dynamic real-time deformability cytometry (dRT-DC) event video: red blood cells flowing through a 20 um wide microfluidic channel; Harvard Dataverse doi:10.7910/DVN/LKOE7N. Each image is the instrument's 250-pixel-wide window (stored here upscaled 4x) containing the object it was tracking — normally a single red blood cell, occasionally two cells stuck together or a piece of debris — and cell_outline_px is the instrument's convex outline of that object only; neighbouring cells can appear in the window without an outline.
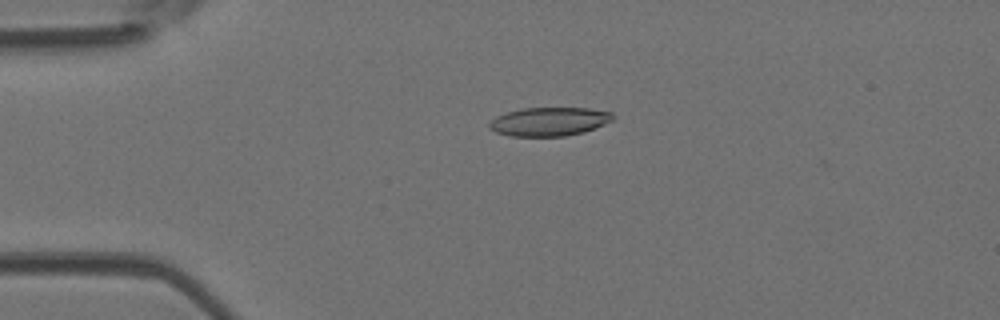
{"species": "Egyptian fruit bat (a non-hibernating species)", "species_latin": "Rousettus aegyptiacus", "temperature_condition": "room temperature", "stored_images_in_passage": 45, "camera_frame_rate_fps": 3000, "um_per_image_px": 0.085, "animal": {"sex": "female"}, "frame": {"image": 1, "passage_image": 8, "time_ms": 2.333, "image_size_px": [1000, 320], "cell_outline_px": [[612, 120], [596, 128], [584, 132], [564, 136], [508, 136], [496, 132], [488, 128], [488, 124], [496, 116], [520, 108], [588, 108], [612, 112]], "centroid_in_image_um": [46.66, 10.34], "position_along_channel_um": 38.3, "area_um2": 20.63}}
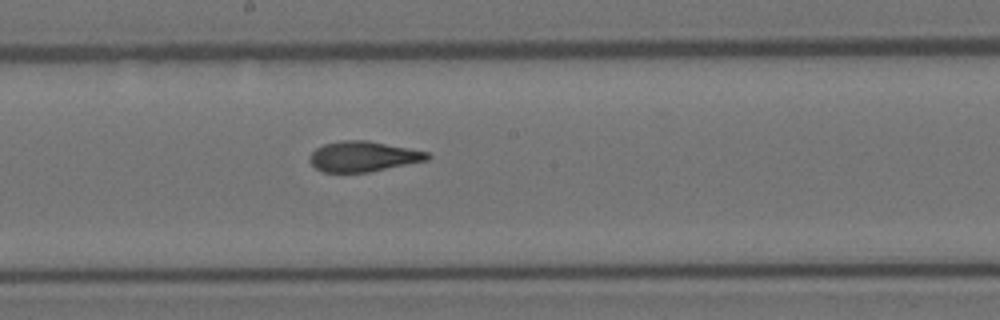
{"frame": {"image": 2, "passage_image": 23, "time_ms": 7.333, "image_size_px": [1000, 320], "cell_outline_px": [[432, 156], [428, 160], [368, 172], [324, 172], [316, 168], [308, 160], [308, 156], [316, 148], [324, 144], [344, 140], [368, 140], [428, 152]], "centroid_in_image_um": [30.86, 13.29], "position_along_channel_um": 217.3, "area_um2": 20.75}}
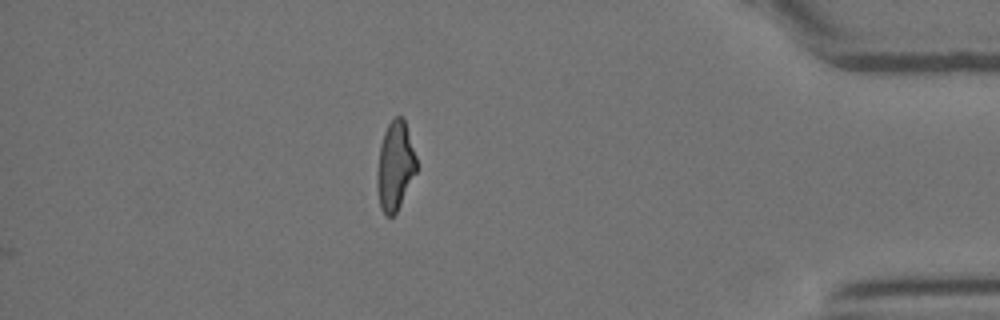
{"frame": {"image": 3, "passage_image": 39, "time_ms": 12.667, "image_size_px": [1000, 320], "cell_outline_px": [[416, 172], [396, 212], [392, 216], [384, 216], [380, 208], [376, 184], [376, 176], [380, 144], [384, 132], [388, 124], [396, 116], [404, 116], [416, 156]], "centroid_in_image_um": [33.57, 14.09], "position_along_channel_um": 401.6, "area_um2": 20.46}, "authors_computed_cell_mechanics": {"area_um2": 20.9814, "velocity_mm_per_s": 4.2182, "shape_relaxation_time_tau1_ms": 4.295, "shape_relaxation_time_tau2_ms": 1.5026, "deformation_change_tau1": 0.1979, "deformation_change_tau2": 0.1077}}